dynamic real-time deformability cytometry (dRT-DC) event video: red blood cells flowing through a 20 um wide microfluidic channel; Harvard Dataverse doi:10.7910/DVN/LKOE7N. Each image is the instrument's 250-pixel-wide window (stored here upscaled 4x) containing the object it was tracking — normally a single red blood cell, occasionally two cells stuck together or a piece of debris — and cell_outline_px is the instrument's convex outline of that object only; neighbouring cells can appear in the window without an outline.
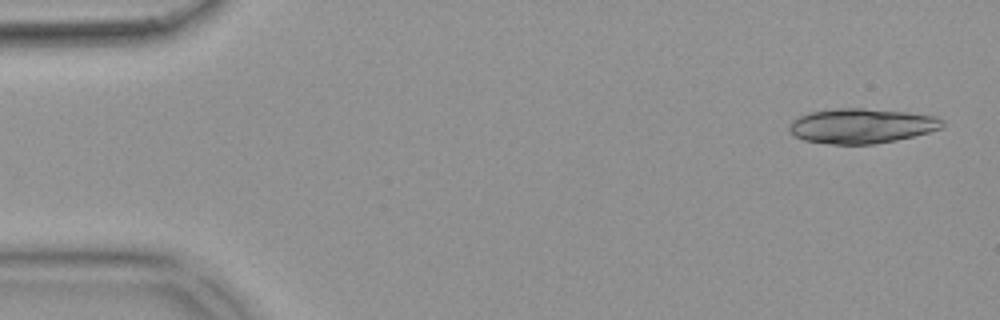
{"species": "common noctule bat (a hibernating species)", "species_latin": "Nyctalus noctula", "temperature_condition": "warm", "stored_images_in_passage": 18, "camera_frame_rate_fps": 3000, "um_per_image_px": 0.085, "animal": {"sex": "female", "body_mass_g": 18.4}, "frame": {"image": 1, "passage_image": 2, "time_ms": 0.333, "image_size_px": [1000, 320], "cell_outline_px": [[944, 124], [940, 128], [928, 132], [896, 140], [876, 144], [832, 144], [804, 140], [796, 136], [788, 128], [792, 120], [808, 112], [840, 108], [864, 108], [908, 112], [936, 116], [944, 120]], "centroid_in_image_um": [73.24, 10.69], "position_along_channel_um": 11.8, "area_um2": 30.98}}
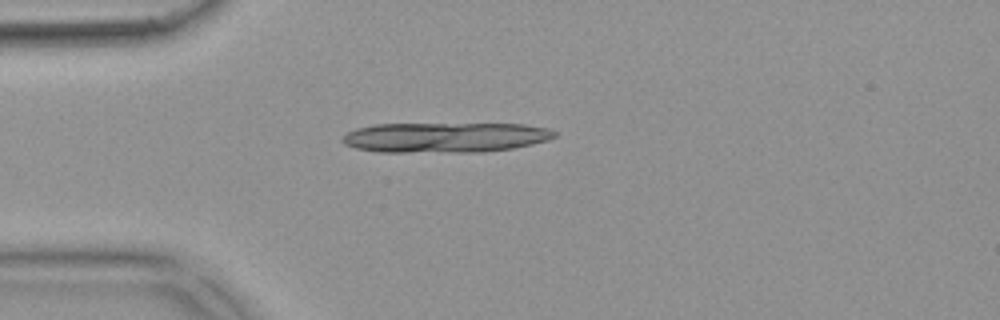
{"frame": {"image": 2, "passage_image": 13, "time_ms": 4.0, "image_size_px": [1000, 320], "cell_outline_px": [[556, 136], [548, 140], [532, 144], [512, 148], [484, 152], [376, 152], [356, 148], [344, 144], [340, 140], [340, 136], [356, 128], [372, 124], [524, 124], [552, 128], [556, 132]], "centroid_in_image_um": [37.82, 11.68], "position_along_channel_um": 47.2, "area_um2": 37.63}}